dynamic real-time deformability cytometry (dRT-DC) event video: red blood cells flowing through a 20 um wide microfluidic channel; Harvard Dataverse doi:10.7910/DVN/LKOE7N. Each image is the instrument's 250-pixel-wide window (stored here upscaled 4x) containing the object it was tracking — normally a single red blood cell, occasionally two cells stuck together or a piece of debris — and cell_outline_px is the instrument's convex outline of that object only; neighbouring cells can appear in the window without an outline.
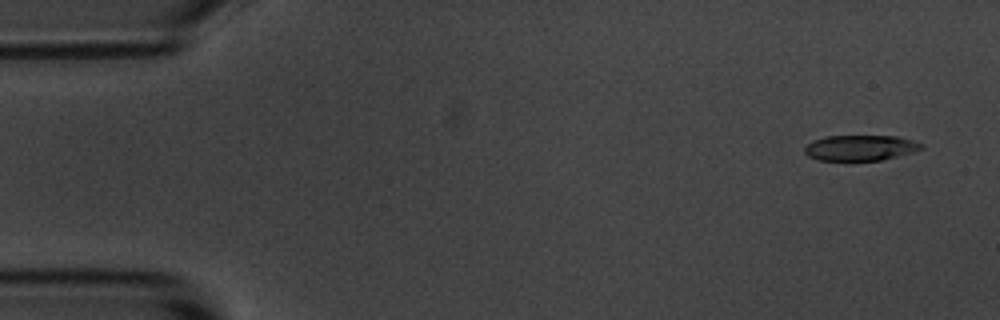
{"species": "common noctule bat (a hibernating species)", "species_latin": "Nyctalus noctula", "temperature_condition": "room temperature", "stored_images_in_passage": 56, "camera_frame_rate_fps": 3000, "um_per_image_px": 0.085, "animal": {"sex": "male", "body_mass_g": 20.1, "forearm_length_mm": 53.5}, "frame": {"image": 1, "passage_image": 3, "time_ms": 0.667, "image_size_px": [1000, 320], "cell_outline_px": [[924, 148], [912, 152], [880, 160], [820, 160], [808, 156], [804, 152], [804, 148], [812, 140], [824, 136], [896, 136], [912, 140], [924, 144]], "centroid_in_image_um": [73.11, 12.55], "position_along_channel_um": 11.9, "area_um2": 17.28}}
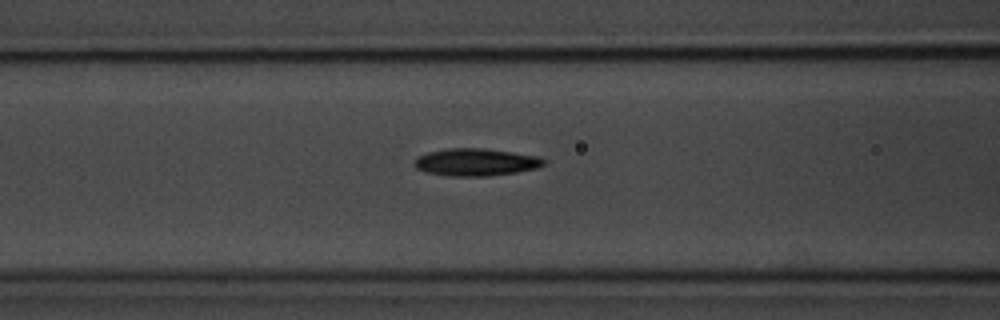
{"frame": {"image": 2, "passage_image": 22, "time_ms": 7.0, "image_size_px": [1000, 320], "cell_outline_px": [[548, 160], [540, 168], [516, 172], [488, 176], [448, 176], [428, 172], [416, 168], [416, 156], [428, 152], [448, 148], [484, 148], [512, 152], [536, 156]], "centroid_in_image_um": [40.48, 13.78], "position_along_channel_um": 126.1, "area_um2": 20.63}}
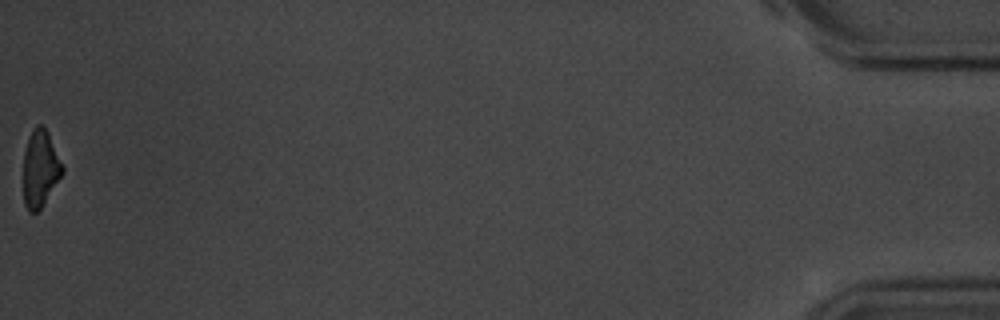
{"frame": {"image": 3, "passage_image": 56, "time_ms": 18.333, "image_size_px": [1000, 320], "cell_outline_px": [[64, 172], [40, 208], [36, 212], [28, 212], [24, 204], [24, 152], [32, 128], [36, 124], [40, 124], [48, 132], [64, 168]], "centroid_in_image_um": [3.41, 14.31], "position_along_channel_um": 431.8, "area_um2": 17.22}, "authors_computed_cell_mechanics": {"area_um2": 19.3919, "velocity_mm_per_s": 3.5815, "shape_relaxation_time_tau1_ms": 3.1544, "shape_relaxation_time_tau2_ms": null, "deformation_change_tau1": 0.1327, "deformation_change_tau2": null}}